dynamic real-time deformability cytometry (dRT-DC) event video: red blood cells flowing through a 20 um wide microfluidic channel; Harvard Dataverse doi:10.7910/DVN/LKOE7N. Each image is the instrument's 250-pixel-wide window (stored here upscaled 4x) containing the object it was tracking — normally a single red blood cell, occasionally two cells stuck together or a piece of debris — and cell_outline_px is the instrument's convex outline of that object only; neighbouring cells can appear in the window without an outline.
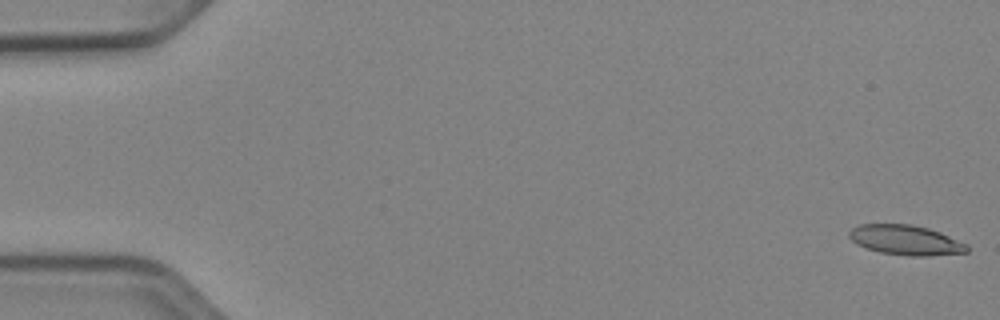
{"species": "Egyptian fruit bat (a non-hibernating species)", "species_latin": "Rousettus aegyptiacus", "temperature_condition": "cold", "stored_images_in_passage": 53, "camera_frame_rate_fps": 3000, "um_per_image_px": 0.085, "animal": {"sex": "female"}, "frame": {"image": 1, "passage_image": 1, "time_ms": 0.0, "image_size_px": [1000, 320], "cell_outline_px": [[968, 252], [928, 256], [908, 256], [880, 252], [856, 244], [848, 236], [848, 232], [852, 228], [860, 224], [912, 224], [928, 228], [940, 232], [968, 244]], "centroid_in_image_um": [76.99, 20.4], "position_along_channel_um": 8.0, "area_um2": 20.58}}
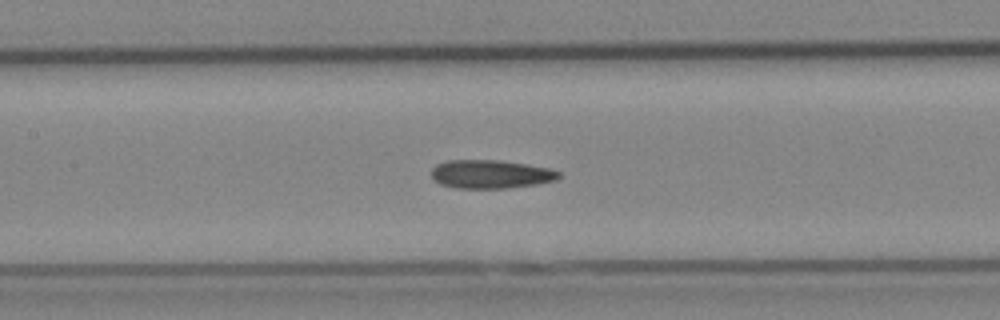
{"frame": {"image": 2, "passage_image": 25, "time_ms": 8.0, "image_size_px": [1000, 320], "cell_outline_px": [[560, 176], [556, 180], [536, 184], [508, 188], [456, 188], [440, 184], [432, 176], [432, 168], [436, 164], [448, 160], [500, 160], [548, 168], [560, 172]], "centroid_in_image_um": [41.7, 14.8], "position_along_channel_um": 165.7, "area_um2": 21.04}}
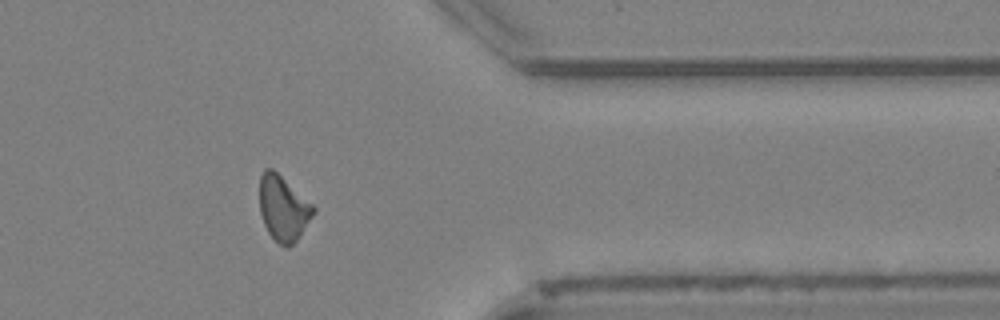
{"frame": {"image": 3, "passage_image": 43, "time_ms": 14.0, "image_size_px": [1000, 320], "cell_outline_px": [[316, 212], [296, 240], [288, 248], [284, 248], [268, 232], [264, 224], [260, 212], [260, 176], [264, 168], [272, 168], [312, 204], [316, 208]], "centroid_in_image_um": [24.07, 17.71], "position_along_channel_um": 387.3, "area_um2": 20.17}, "authors_computed_cell_mechanics": {"area_um2": 20.8658, "velocity_mm_per_s": 3.9129, "shape_relaxation_time_tau1_ms": 10.8386, "shape_relaxation_time_tau2_ms": 5.8172, "deformation_change_tau1": 0.2346, "deformation_change_tau2": 0.1648}}